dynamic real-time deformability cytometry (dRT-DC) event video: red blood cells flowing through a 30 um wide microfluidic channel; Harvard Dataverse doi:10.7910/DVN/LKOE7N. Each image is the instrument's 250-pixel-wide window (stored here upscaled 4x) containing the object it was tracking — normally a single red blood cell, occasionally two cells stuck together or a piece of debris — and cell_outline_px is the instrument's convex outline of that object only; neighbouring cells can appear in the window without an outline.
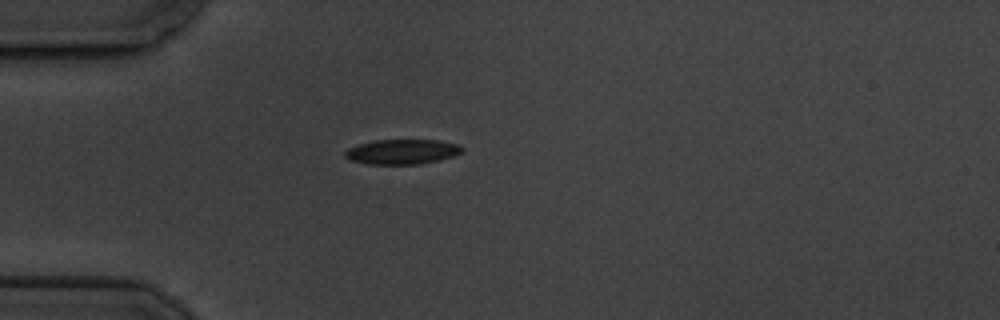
{"species": "common noctule bat (a hibernating species)", "species_latin": "Nyctalus noctula", "temperature_condition": "cold", "stored_images_in_passage": 1, "camera_frame_rate_fps": 3000, "um_per_image_px": 0.085, "animal": {"sex": "male", "body_mass_g": 19.5, "forearm_length_mm": 54.6}, "frame": {"image": 1, "passage_image": 1, "time_ms": 0.0, "image_size_px": [1000, 320], "cell_outline_px": [[464, 152], [440, 160], [420, 164], [368, 164], [348, 160], [344, 156], [344, 152], [348, 148], [356, 144], [376, 140], [440, 140], [460, 144], [464, 148]], "centroid_in_image_um": [34.19, 12.89], "position_along_channel_um": 50.8, "area_um2": 17.28}}